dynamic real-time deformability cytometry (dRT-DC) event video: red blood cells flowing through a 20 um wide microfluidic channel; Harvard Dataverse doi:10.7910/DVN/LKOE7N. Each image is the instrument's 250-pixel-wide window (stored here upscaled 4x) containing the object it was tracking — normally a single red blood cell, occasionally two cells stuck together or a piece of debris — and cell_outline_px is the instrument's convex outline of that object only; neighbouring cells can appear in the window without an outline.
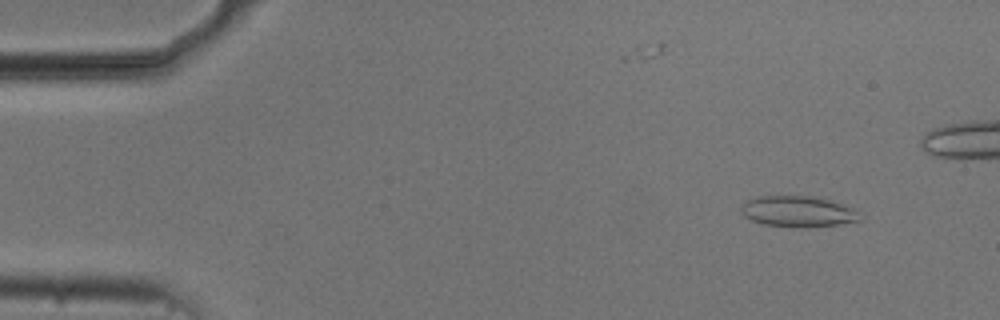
{"species": "common noctule bat (a hibernating species)", "species_latin": "Nyctalus noctula", "temperature_condition": "cold", "stored_images_in_passage": 48, "camera_frame_rate_fps": 3000, "um_per_image_px": 0.085, "animal": {"sex": "male", "body_mass_g": 20.5, "forearm_length_mm": 52.5}, "frame": {"image": 1, "passage_image": 5, "time_ms": 1.333, "image_size_px": [1000, 320], "cell_outline_px": [[864, 216], [860, 220], [836, 224], [808, 228], [800, 228], [764, 224], [752, 220], [744, 216], [740, 212], [740, 204], [748, 200], [760, 196], [812, 196], [828, 200], [856, 208]], "centroid_in_image_um": [67.85, 17.98], "position_along_channel_um": 17.2, "area_um2": 21.62}}
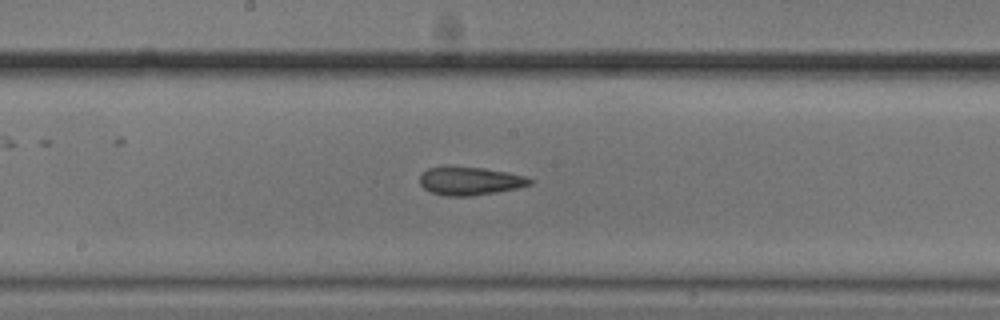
{"frame": {"image": 2, "passage_image": 28, "time_ms": 9.0, "image_size_px": [1000, 320], "cell_outline_px": [[532, 184], [516, 188], [496, 192], [468, 196], [444, 196], [432, 192], [424, 188], [420, 184], [420, 176], [428, 168], [448, 164], [484, 168], [524, 176], [532, 180]], "centroid_in_image_um": [39.88, 15.35], "position_along_channel_um": 208.3, "area_um2": 18.26}}
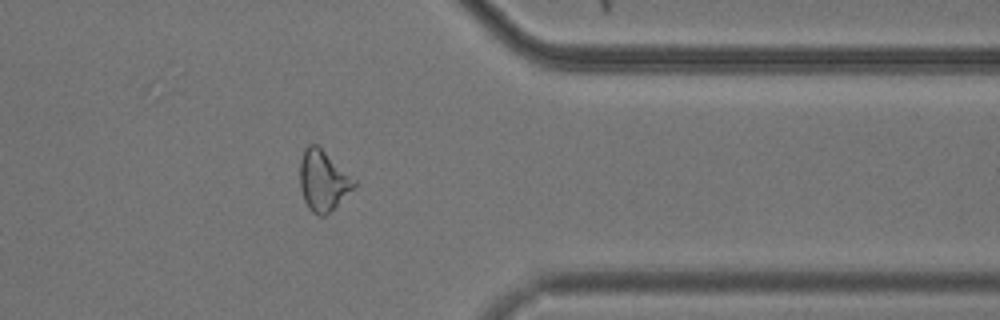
{"frame": {"image": 3, "passage_image": 43, "time_ms": 14.0, "image_size_px": [1000, 320], "cell_outline_px": [[356, 184], [324, 216], [316, 216], [308, 208], [304, 200], [300, 188], [300, 160], [304, 148], [308, 144], [316, 144], [356, 180]], "centroid_in_image_um": [27.41, 15.34], "position_along_channel_um": 384.0, "area_um2": 18.67}}